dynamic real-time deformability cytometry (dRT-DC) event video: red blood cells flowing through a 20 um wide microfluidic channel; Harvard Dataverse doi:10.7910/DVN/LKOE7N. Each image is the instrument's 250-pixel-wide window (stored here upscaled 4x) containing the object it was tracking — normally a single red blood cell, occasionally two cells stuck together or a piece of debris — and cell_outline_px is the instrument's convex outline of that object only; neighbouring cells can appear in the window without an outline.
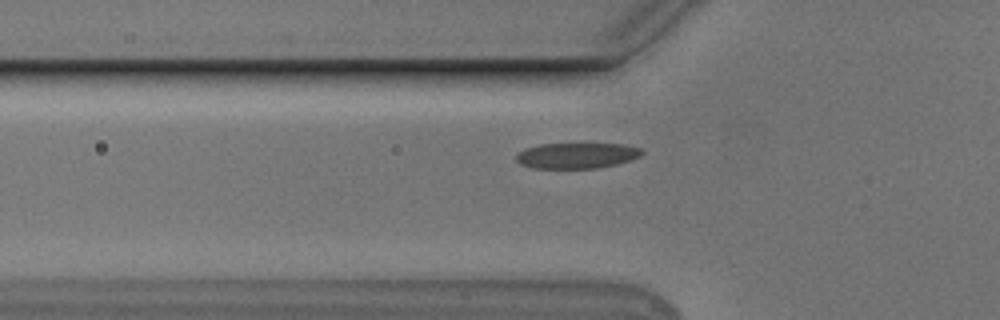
{"species": "Egyptian fruit bat (a non-hibernating species)", "species_latin": "Rousettus aegyptiacus", "temperature_condition": "cold", "stored_images_in_passage": 40, "camera_frame_rate_fps": 3000, "um_per_image_px": 0.085, "animal": {"sex": "male"}, "frame": {"image": 1, "passage_image": 5, "time_ms": 1.333, "image_size_px": [1000, 320], "cell_outline_px": [[644, 152], [640, 156], [616, 164], [596, 168], [532, 168], [520, 164], [516, 160], [516, 152], [524, 148], [540, 144], [624, 144], [644, 148]], "centroid_in_image_um": [49.0, 13.21], "position_along_channel_um": 76.8, "area_um2": 18.9}}
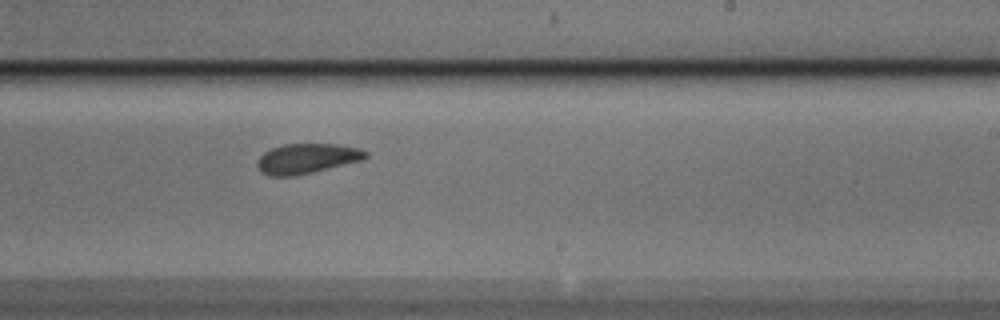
{"frame": {"image": 2, "passage_image": 20, "time_ms": 6.333, "image_size_px": [1000, 320], "cell_outline_px": [[368, 156], [364, 160], [312, 172], [292, 176], [268, 176], [260, 172], [256, 164], [260, 156], [264, 152], [272, 148], [284, 144], [336, 144], [356, 148], [368, 152]], "centroid_in_image_um": [26.07, 13.48], "position_along_channel_um": 262.9, "area_um2": 18.9}}
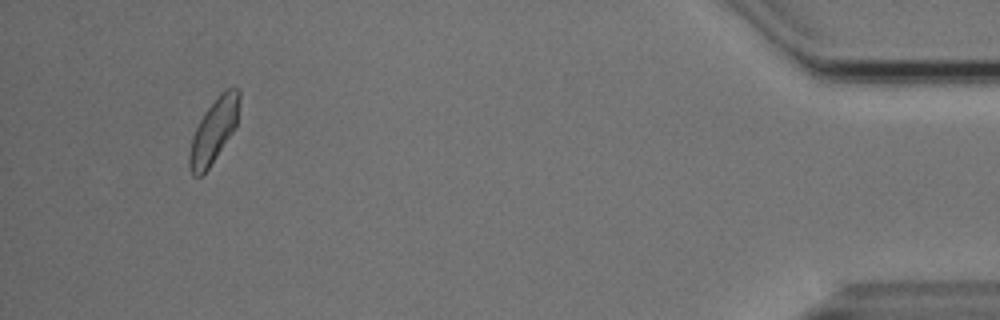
{"frame": {"image": 3, "passage_image": 38, "time_ms": 12.333, "image_size_px": [1000, 320], "cell_outline_px": [[240, 100], [236, 128], [208, 168], [200, 176], [192, 176], [188, 164], [188, 156], [192, 136], [204, 112], [220, 92], [228, 88], [240, 88]], "centroid_in_image_um": [18.17, 11.09], "position_along_channel_um": 417.0, "area_um2": 18.67}}